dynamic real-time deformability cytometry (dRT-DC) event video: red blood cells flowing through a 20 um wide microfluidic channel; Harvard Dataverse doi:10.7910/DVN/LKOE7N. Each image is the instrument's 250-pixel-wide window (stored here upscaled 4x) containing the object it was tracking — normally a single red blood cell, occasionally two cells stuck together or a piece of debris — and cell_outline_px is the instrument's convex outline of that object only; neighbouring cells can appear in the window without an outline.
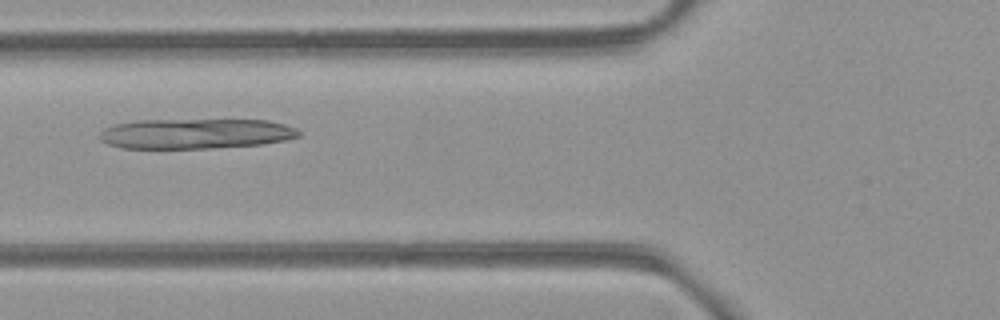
{"species": "common noctule bat (a hibernating species)", "species_latin": "Nyctalus noctula", "temperature_condition": "room temperature", "stored_images_in_passage": 5, "camera_frame_rate_fps": 3000, "um_per_image_px": 0.085, "animal": {"sex": "female", "body_mass_g": 21.9}, "frame": {"image": 1, "passage_image": 4, "time_ms": 4.333, "image_size_px": [1000, 320], "cell_outline_px": [[300, 136], [284, 140], [260, 144], [212, 148], [124, 148], [108, 144], [100, 140], [100, 132], [104, 128], [116, 124], [136, 120], [268, 120], [284, 124], [296, 128], [300, 132]], "centroid_in_image_um": [16.62, 11.36], "position_along_channel_um": 109.2, "area_um2": 34.85}}
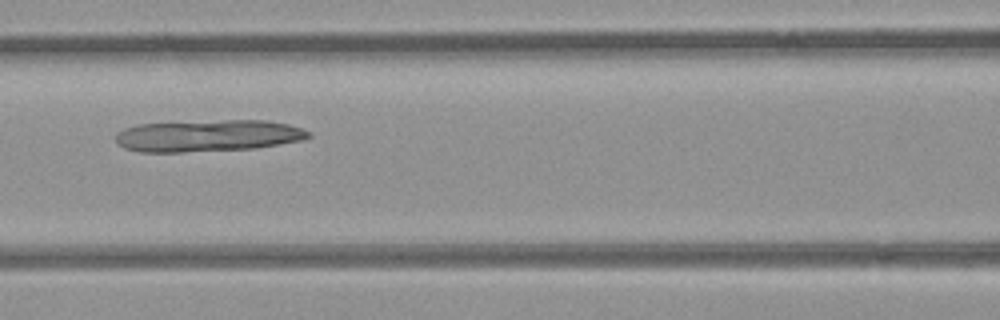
{"frame": {"image": 2, "passage_image": 5, "time_ms": 5.333, "image_size_px": [1000, 320], "cell_outline_px": [[312, 136], [300, 140], [256, 148], [180, 152], [140, 152], [124, 148], [116, 140], [116, 132], [124, 128], [140, 124], [224, 120], [268, 120], [288, 124], [312, 132]], "centroid_in_image_um": [17.68, 11.53], "position_along_channel_um": 148.9, "area_um2": 35.6}}